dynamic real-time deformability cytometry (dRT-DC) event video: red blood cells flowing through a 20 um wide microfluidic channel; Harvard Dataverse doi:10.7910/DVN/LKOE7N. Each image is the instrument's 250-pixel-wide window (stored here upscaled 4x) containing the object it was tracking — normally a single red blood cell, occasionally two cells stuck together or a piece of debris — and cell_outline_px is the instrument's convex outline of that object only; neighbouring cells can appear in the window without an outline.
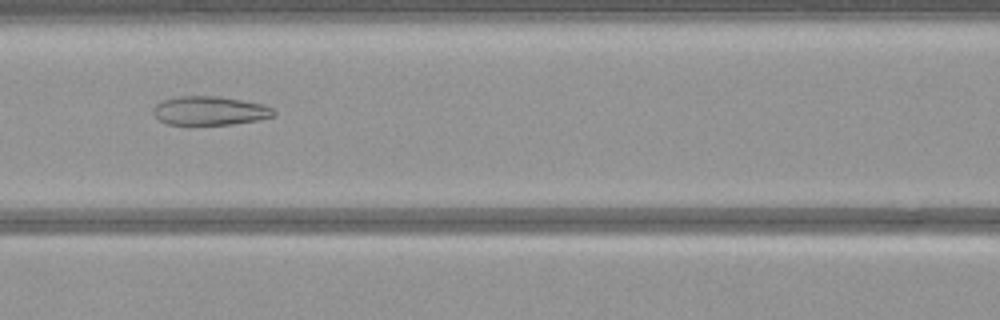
{"species": "common noctule bat (a hibernating species)", "species_latin": "Nyctalus noctula", "temperature_condition": "warm", "stored_images_in_passage": 38, "camera_frame_rate_fps": 3000, "um_per_image_px": 0.085, "animal": {"sex": "female", "body_mass_g": 21.9}, "frame": {"image": 1, "passage_image": 8, "time_ms": 2.333, "image_size_px": [1000, 320], "cell_outline_px": [[276, 116], [256, 120], [232, 124], [168, 124], [160, 120], [152, 112], [152, 108], [156, 104], [164, 100], [176, 96], [216, 96], [264, 104], [272, 108], [276, 112]], "centroid_in_image_um": [17.84, 9.4], "position_along_channel_um": 148.8, "area_um2": 20.11}}
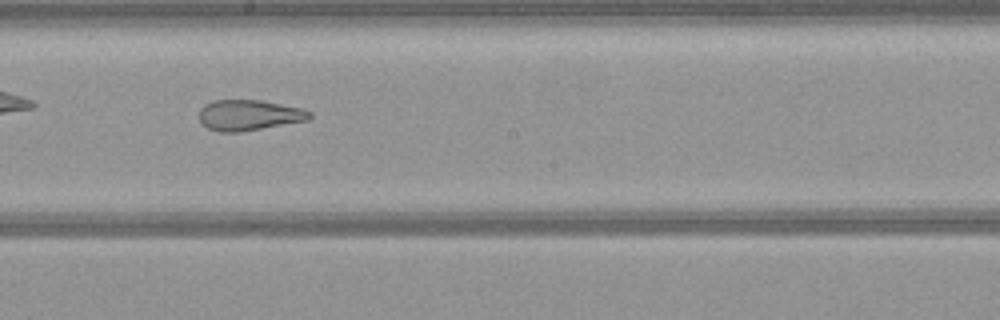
{"frame": {"image": 2, "passage_image": 14, "time_ms": 4.333, "image_size_px": [1000, 320], "cell_outline_px": [[312, 116], [308, 120], [240, 132], [220, 132], [208, 128], [200, 120], [200, 108], [204, 104], [212, 100], [260, 100], [304, 108], [312, 112]], "centroid_in_image_um": [21.18, 9.78], "position_along_channel_um": 227.0, "area_um2": 19.77}}
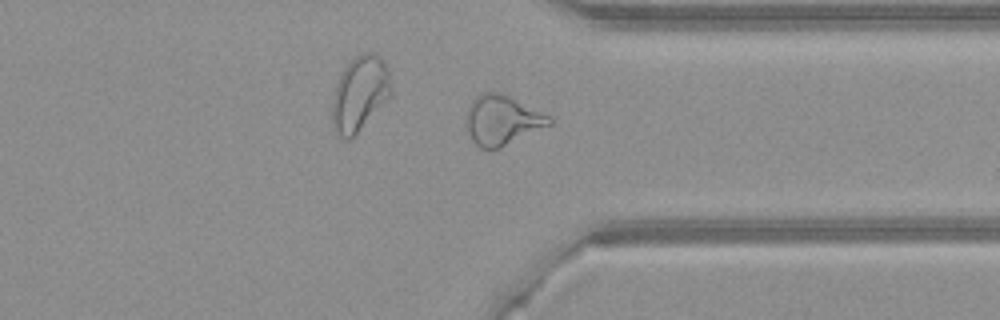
{"frame": {"image": 3, "passage_image": 25, "time_ms": 8.0, "image_size_px": [1000, 320], "cell_outline_px": [[552, 124], [500, 148], [480, 148], [472, 140], [464, 124], [464, 120], [468, 108], [472, 100], [476, 96], [484, 92], [496, 92], [508, 96], [552, 116]], "centroid_in_image_um": [42.66, 10.22], "position_along_channel_um": 368.7, "area_um2": 24.04}}